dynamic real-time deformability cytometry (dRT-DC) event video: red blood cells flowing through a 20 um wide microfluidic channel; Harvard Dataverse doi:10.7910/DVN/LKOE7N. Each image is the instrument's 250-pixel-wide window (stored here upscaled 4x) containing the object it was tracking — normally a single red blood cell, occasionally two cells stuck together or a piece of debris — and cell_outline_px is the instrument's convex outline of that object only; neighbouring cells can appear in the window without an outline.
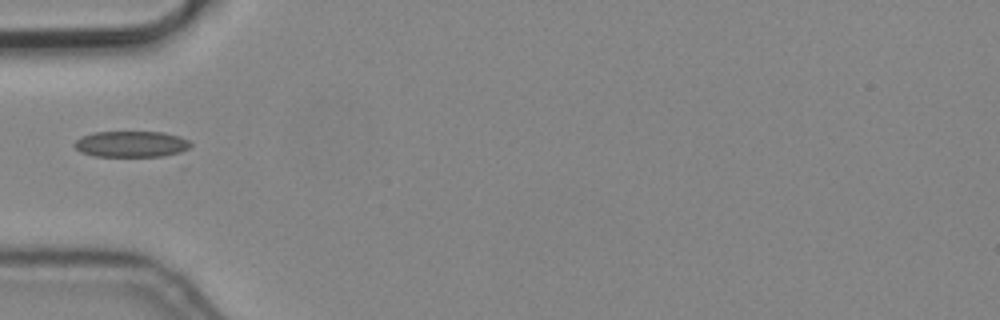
{"species": "common noctule bat (a hibernating species)", "species_latin": "Nyctalus noctula", "temperature_condition": "cold", "stored_images_in_passage": 4, "camera_frame_rate_fps": 3000, "um_per_image_px": 0.085, "animal": {"sex": "male", "body_mass_g": 19.2, "forearm_length_mm": 51.8}, "frame": {"image": 1, "passage_image": 4, "time_ms": 1.0, "image_size_px": [1000, 320], "cell_outline_px": [[192, 144], [188, 148], [176, 156], [92, 156], [80, 152], [72, 144], [80, 136], [92, 132], [164, 132], [180, 136], [188, 140]], "centroid_in_image_um": [11.17, 12.25], "position_along_channel_um": 73.8, "area_um2": 18.03}}